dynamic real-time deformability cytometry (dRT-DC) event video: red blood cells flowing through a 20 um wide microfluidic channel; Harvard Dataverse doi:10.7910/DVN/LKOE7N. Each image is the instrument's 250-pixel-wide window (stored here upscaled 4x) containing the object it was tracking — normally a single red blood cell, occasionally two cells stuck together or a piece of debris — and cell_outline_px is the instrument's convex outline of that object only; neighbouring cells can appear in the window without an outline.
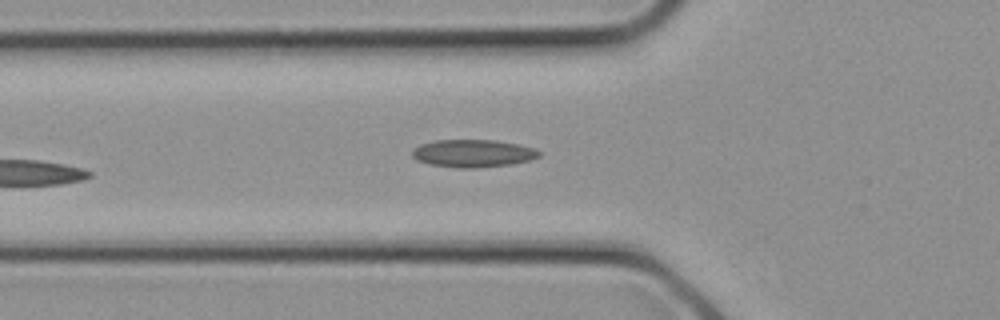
{"species": "common noctule bat (a hibernating species)", "species_latin": "Nyctalus noctula", "temperature_condition": "cold", "stored_images_in_passage": 6, "camera_frame_rate_fps": 3000, "um_per_image_px": 0.085, "animal": {"sex": "female", "body_mass_g": 21.9}, "frame": {"image": 1, "passage_image": 6, "time_ms": 1.667, "image_size_px": [1000, 320], "cell_outline_px": [[540, 156], [528, 160], [512, 164], [472, 168], [456, 168], [428, 164], [416, 160], [412, 156], [412, 148], [420, 144], [436, 140], [496, 140], [516, 144], [532, 148], [540, 152]], "centroid_in_image_um": [40.13, 13.04], "position_along_channel_um": 85.7, "area_um2": 20.4}}